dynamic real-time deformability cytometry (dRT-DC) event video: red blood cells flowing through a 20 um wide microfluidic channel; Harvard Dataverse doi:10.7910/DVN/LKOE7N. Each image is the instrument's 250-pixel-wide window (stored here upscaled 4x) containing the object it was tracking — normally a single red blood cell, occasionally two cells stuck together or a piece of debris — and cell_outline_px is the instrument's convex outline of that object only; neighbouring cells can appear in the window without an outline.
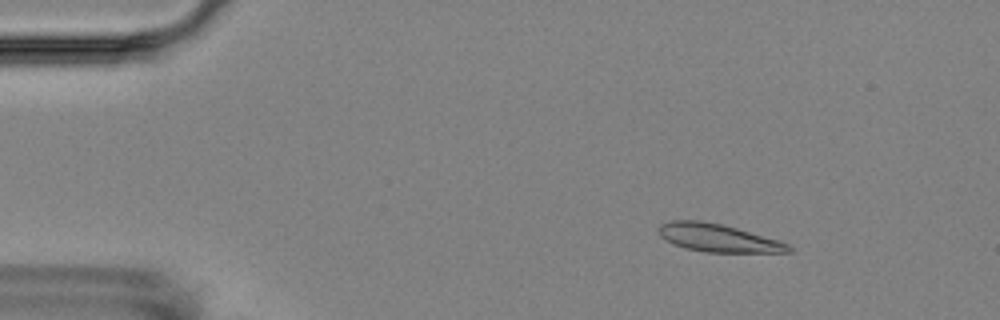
{"species": "Egyptian fruit bat (a non-hibernating species)", "species_latin": "Rousettus aegyptiacus", "temperature_condition": "room temperature", "stored_images_in_passage": 10, "camera_frame_rate_fps": 3000, "um_per_image_px": 0.085, "animal": {"sex": "female"}, "frame": {"image": 1, "passage_image": 1, "time_ms": 0.0, "image_size_px": [1000, 320], "cell_outline_px": [[792, 252], [704, 252], [684, 248], [660, 236], [656, 232], [656, 228], [660, 224], [672, 220], [700, 220], [720, 224], [736, 228], [780, 240], [788, 244], [792, 248]], "centroid_in_image_um": [61.01, 20.22], "position_along_channel_um": 24.0, "area_um2": 21.1}}
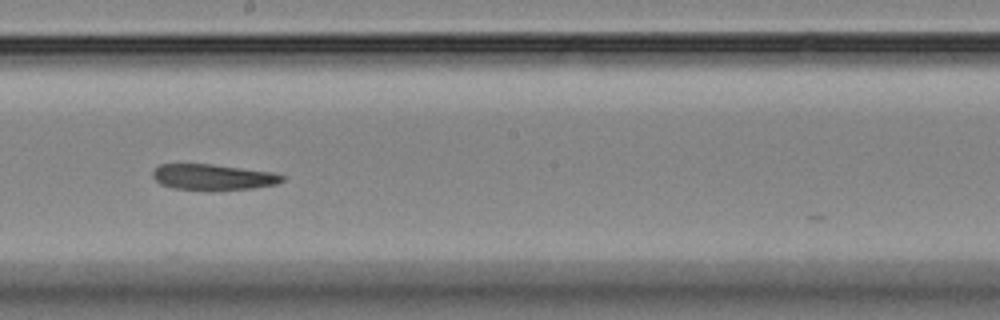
{"frame": {"image": 2, "passage_image": 8, "time_ms": 8.0, "image_size_px": [1000, 320], "cell_outline_px": [[284, 180], [276, 184], [252, 188], [172, 188], [160, 184], [152, 176], [152, 172], [160, 164], [212, 164], [272, 172], [284, 176]], "centroid_in_image_um": [18.09, 15.02], "position_along_channel_um": 230.1, "area_um2": 18.73}}
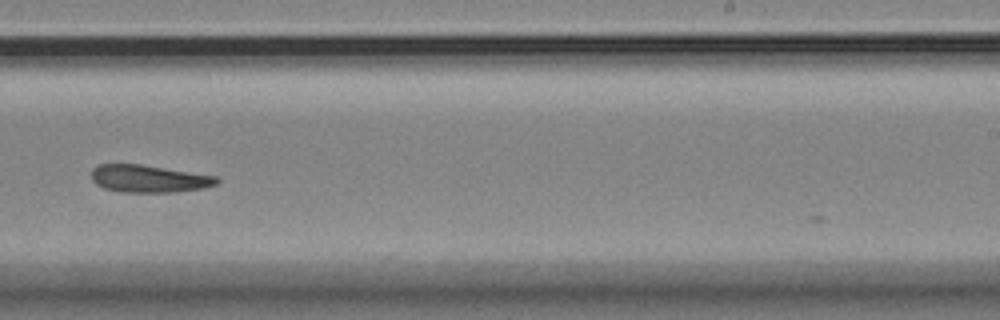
{"frame": {"image": 3, "passage_image": 9, "time_ms": 9.333, "image_size_px": [1000, 320], "cell_outline_px": [[220, 184], [204, 188], [176, 192], [120, 192], [104, 188], [96, 184], [92, 180], [92, 168], [100, 164], [140, 164], [216, 176], [220, 180]], "centroid_in_image_um": [12.67, 15.19], "position_along_channel_um": 276.3, "area_um2": 20.11}}